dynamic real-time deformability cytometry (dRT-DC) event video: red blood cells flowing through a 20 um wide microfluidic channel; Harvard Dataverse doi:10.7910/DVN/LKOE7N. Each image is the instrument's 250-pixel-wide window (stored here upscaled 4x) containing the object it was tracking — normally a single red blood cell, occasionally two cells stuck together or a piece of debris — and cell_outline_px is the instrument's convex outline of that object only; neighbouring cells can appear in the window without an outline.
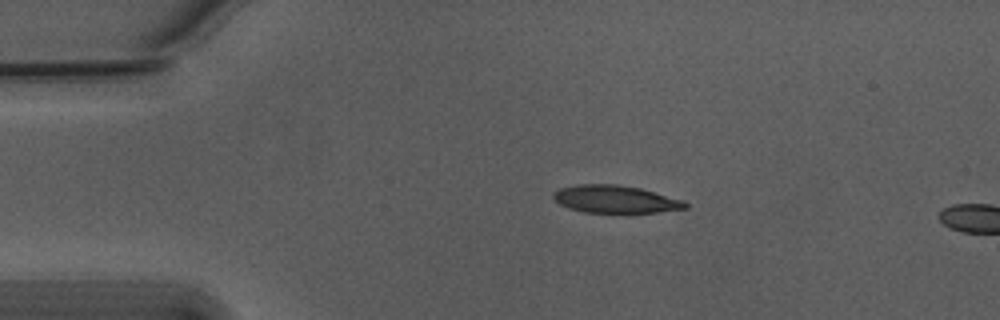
{"species": "Egyptian fruit bat (a non-hibernating species)", "species_latin": "Rousettus aegyptiacus", "temperature_condition": "warm", "stored_images_in_passage": 4, "camera_frame_rate_fps": 3000, "um_per_image_px": 0.085, "animal": {"sex": "male"}, "frame": {"image": 1, "passage_image": 1, "time_ms": 0.0, "image_size_px": [1000, 320], "cell_outline_px": [[688, 208], [656, 212], [584, 212], [568, 208], [560, 204], [552, 196], [552, 192], [560, 188], [576, 184], [616, 184], [640, 188], [684, 200], [688, 204]], "centroid_in_image_um": [52.29, 16.92], "position_along_channel_um": 32.7, "area_um2": 21.15}}